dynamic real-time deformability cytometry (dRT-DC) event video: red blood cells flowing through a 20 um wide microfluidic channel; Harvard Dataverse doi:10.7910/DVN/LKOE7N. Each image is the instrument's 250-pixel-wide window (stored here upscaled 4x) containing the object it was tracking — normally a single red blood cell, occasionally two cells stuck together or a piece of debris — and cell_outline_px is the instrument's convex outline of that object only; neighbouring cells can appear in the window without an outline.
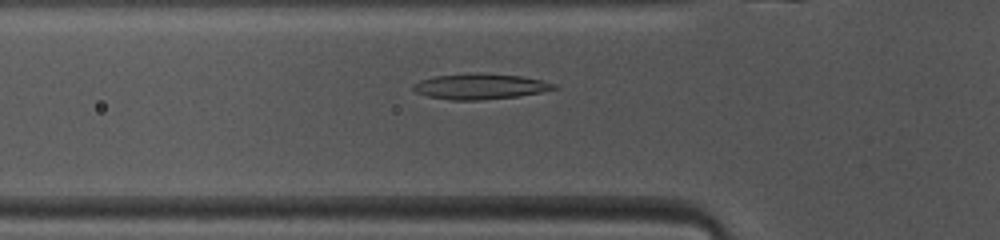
{"species": "common noctule bat (a hibernating species)", "species_latin": "Nyctalus noctula", "temperature_condition": "warm", "stored_images_in_passage": 47, "camera_frame_rate_fps": 3000, "um_per_image_px": 0.085, "animal": {"sex": "female", "body_mass_g": 10.0, "forearm_length_mm": 53.1}, "frame": {"image": 1, "passage_image": 14, "time_ms": 4.333, "image_size_px": [1000, 240], "cell_outline_px": [[560, 88], [540, 92], [516, 96], [480, 100], [452, 100], [428, 96], [416, 92], [412, 88], [412, 84], [420, 80], [432, 76], [468, 72], [520, 76], [540, 80], [556, 84]], "centroid_in_image_um": [40.76, 7.33], "position_along_channel_um": 85.0, "area_um2": 20.98}}
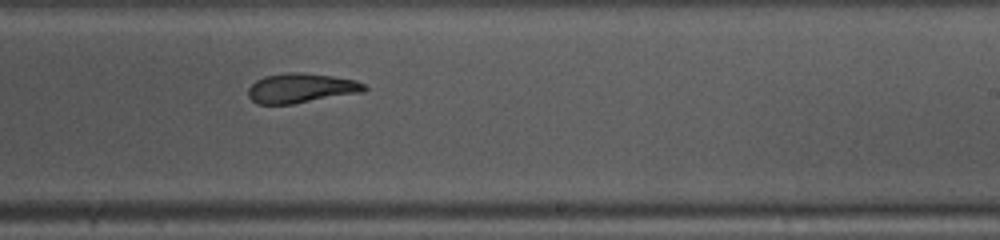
{"frame": {"image": 2, "passage_image": 27, "time_ms": 8.667, "image_size_px": [1000, 240], "cell_outline_px": [[368, 88], [364, 92], [292, 104], [256, 104], [248, 96], [248, 88], [256, 80], [264, 76], [288, 72], [304, 72], [332, 76], [356, 80], [364, 84]], "centroid_in_image_um": [25.59, 7.49], "position_along_channel_um": 263.4, "area_um2": 20.17}}
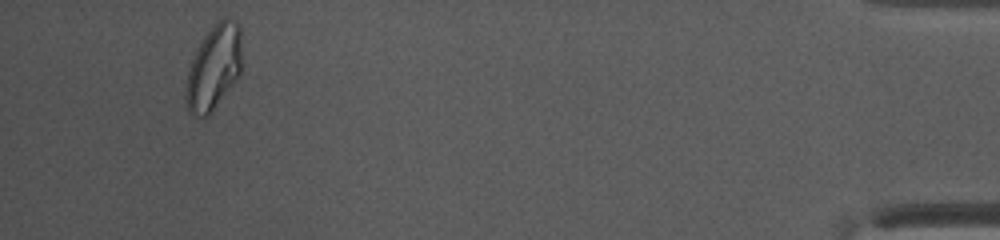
{"frame": {"image": 3, "passage_image": 44, "time_ms": 14.333, "image_size_px": [1000, 240], "cell_outline_px": [[244, 60], [240, 72], [236, 80], [212, 112], [208, 116], [192, 116], [188, 112], [184, 100], [184, 92], [188, 72], [196, 48], [204, 36], [224, 16], [236, 20], [240, 28]], "centroid_in_image_um": [18.19, 5.75], "position_along_channel_um": 417.0, "area_um2": 28.26}, "authors_computed_cell_mechanics": {"area_um2": 21.2126, "velocity_mm_per_s": 4.1044, "shape_relaxation_time_tau1_ms": 8.8384, "shape_relaxation_time_tau2_ms": 3.7115, "deformation_change_tau1": 0.2637, "deformation_change_tau2": 0.0998}}